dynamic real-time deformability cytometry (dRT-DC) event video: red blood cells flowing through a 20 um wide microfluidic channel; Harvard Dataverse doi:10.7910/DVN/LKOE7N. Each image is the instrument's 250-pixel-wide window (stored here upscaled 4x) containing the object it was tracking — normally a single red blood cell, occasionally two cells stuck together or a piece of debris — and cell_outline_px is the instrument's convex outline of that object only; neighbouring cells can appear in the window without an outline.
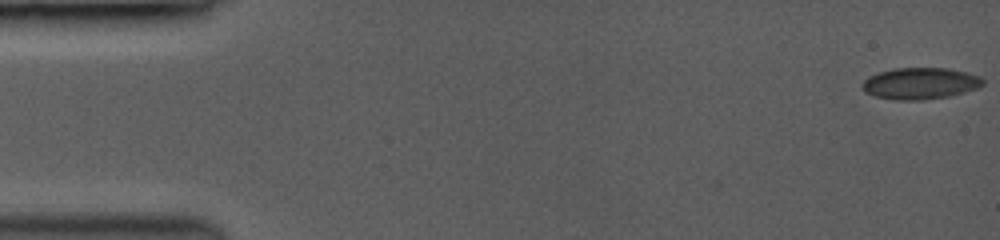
{"species": "common noctule bat (a hibernating species)", "species_latin": "Nyctalus noctula", "temperature_condition": "room temperature", "stored_images_in_passage": 13, "camera_frame_rate_fps": 3500, "um_per_image_px": 0.085, "animal": {"sex": "female", "body_mass_g": 19.0, "forearm_length_mm": 53.3}, "frame": {"image": 1, "passage_image": 1, "time_ms": 0.0, "image_size_px": [1000, 240], "cell_outline_px": [[984, 84], [976, 88], [964, 92], [948, 96], [924, 100], [896, 100], [876, 96], [864, 92], [860, 84], [868, 76], [876, 72], [896, 68], [948, 68], [968, 72], [980, 76], [984, 80]], "centroid_in_image_um": [78.19, 7.08], "position_along_channel_um": 6.8, "area_um2": 22.37}}
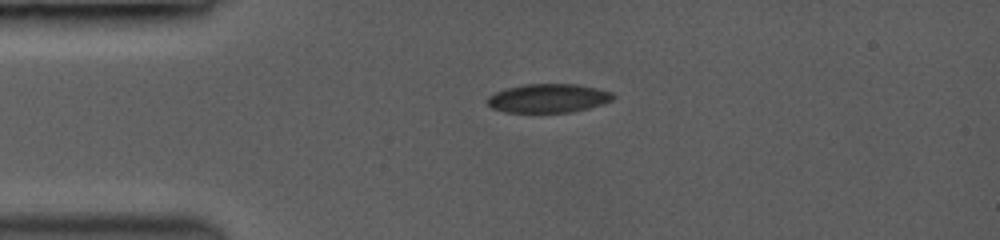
{"frame": {"image": 2, "passage_image": 10, "time_ms": 2.571, "image_size_px": [1000, 240], "cell_outline_px": [[616, 96], [612, 100], [604, 104], [572, 112], [504, 112], [492, 108], [488, 104], [488, 96], [496, 92], [508, 88], [528, 84], [572, 84], [612, 92]], "centroid_in_image_um": [46.61, 8.36], "position_along_channel_um": 38.4, "area_um2": 20.81}}